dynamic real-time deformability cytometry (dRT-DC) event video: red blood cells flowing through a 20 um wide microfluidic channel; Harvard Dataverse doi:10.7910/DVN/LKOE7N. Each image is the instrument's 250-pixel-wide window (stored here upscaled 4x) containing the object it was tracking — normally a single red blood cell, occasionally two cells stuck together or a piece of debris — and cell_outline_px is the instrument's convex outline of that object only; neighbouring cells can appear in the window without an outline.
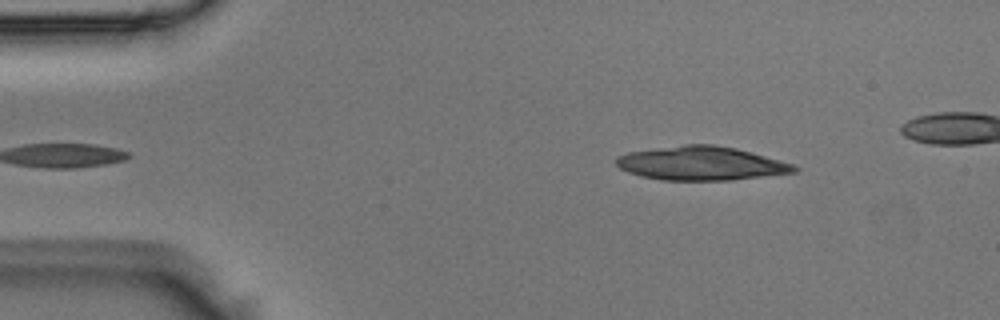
{"species": "Egyptian fruit bat (a non-hibernating species)", "species_latin": "Rousettus aegyptiacus", "temperature_condition": "room temperature", "stored_images_in_passage": 40, "camera_frame_rate_fps": 3000, "um_per_image_px": 0.085, "animal": {"sex": "male"}, "frame": {"image": 1, "passage_image": 1, "time_ms": 0.0, "image_size_px": [1000, 320], "cell_outline_px": [[800, 168], [796, 172], [732, 180], [664, 180], [644, 176], [628, 172], [620, 168], [616, 164], [616, 156], [628, 152], [684, 144], [716, 144], [736, 148], [792, 164]], "centroid_in_image_um": [59.59, 13.88], "position_along_channel_um": 25.4, "area_um2": 34.85}}